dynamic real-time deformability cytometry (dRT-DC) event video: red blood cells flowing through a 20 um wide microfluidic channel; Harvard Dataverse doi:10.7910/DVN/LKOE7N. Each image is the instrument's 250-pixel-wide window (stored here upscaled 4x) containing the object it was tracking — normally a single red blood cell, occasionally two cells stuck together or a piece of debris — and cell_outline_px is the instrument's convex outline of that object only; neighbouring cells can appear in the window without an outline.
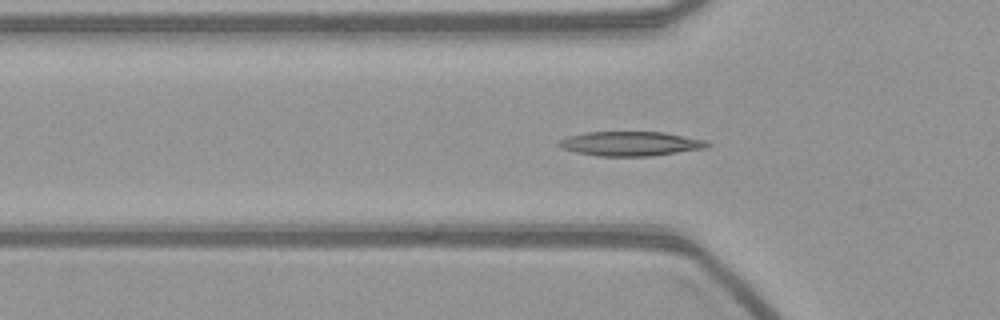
{"species": "common noctule bat (a hibernating species)", "species_latin": "Nyctalus noctula", "temperature_condition": "warm", "stored_images_in_passage": 49, "camera_frame_rate_fps": 3000, "um_per_image_px": 0.085, "animal": {"sex": "female", "body_mass_g": 21.9}, "frame": {"image": 1, "passage_image": 10, "time_ms": 3.0, "image_size_px": [1000, 320], "cell_outline_px": [[712, 144], [708, 148], [652, 156], [596, 156], [576, 152], [560, 148], [556, 144], [560, 140], [568, 136], [584, 132], [664, 132], [708, 140]], "centroid_in_image_um": [53.63, 12.21], "position_along_channel_um": 72.2, "area_um2": 21.44}}
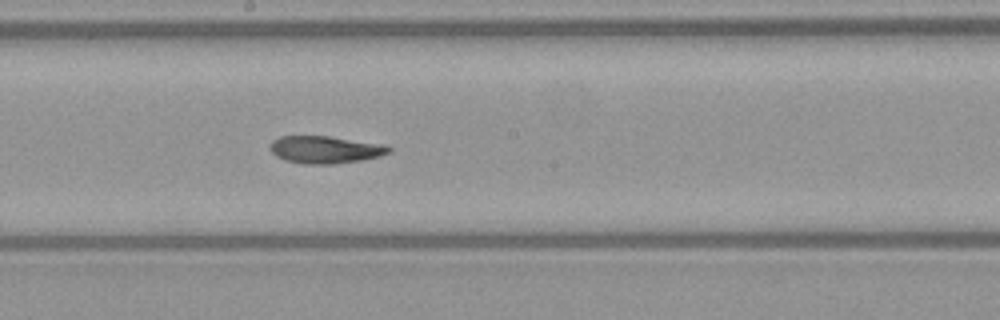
{"frame": {"image": 2, "passage_image": 22, "time_ms": 7.0, "image_size_px": [1000, 320], "cell_outline_px": [[392, 152], [380, 156], [364, 160], [336, 164], [304, 164], [284, 160], [276, 156], [268, 148], [268, 144], [272, 140], [280, 136], [328, 136], [384, 144], [392, 148]], "centroid_in_image_um": [27.64, 12.72], "position_along_channel_um": 220.6, "area_um2": 19.31}}
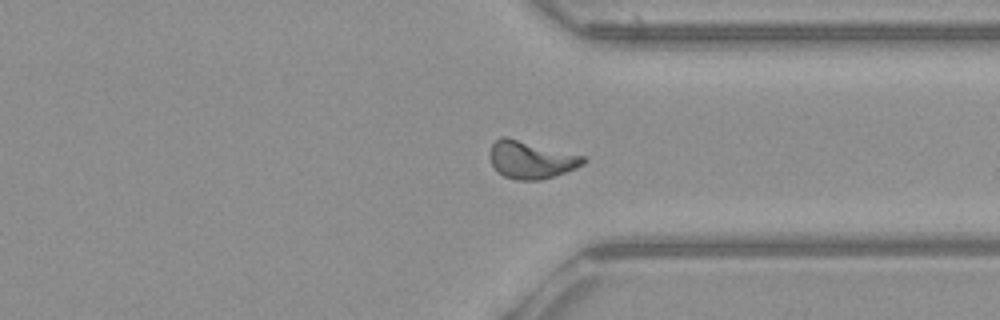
{"frame": {"image": 3, "passage_image": 34, "time_ms": 11.0, "image_size_px": [1000, 320], "cell_outline_px": [[588, 160], [584, 164], [576, 168], [540, 180], [516, 180], [504, 176], [496, 172], [492, 164], [488, 152], [492, 144], [500, 136], [508, 136], [584, 156]], "centroid_in_image_um": [45.1, 13.56], "position_along_channel_um": 366.3, "area_um2": 20.69}}